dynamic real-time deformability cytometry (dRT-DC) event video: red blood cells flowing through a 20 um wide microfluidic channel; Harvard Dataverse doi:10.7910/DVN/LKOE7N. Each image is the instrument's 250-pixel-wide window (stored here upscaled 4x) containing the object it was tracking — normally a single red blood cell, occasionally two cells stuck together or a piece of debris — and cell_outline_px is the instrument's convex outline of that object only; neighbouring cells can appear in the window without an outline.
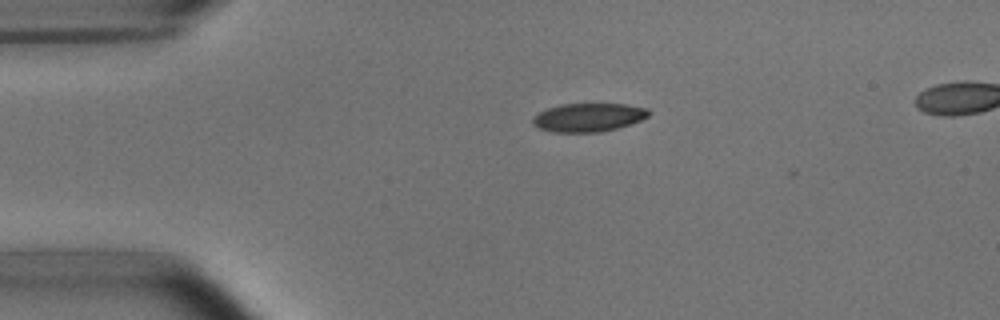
{"species": "common noctule bat (a hibernating species)", "species_latin": "Nyctalus noctula", "temperature_condition": "room temperature", "stored_images_in_passage": 2, "camera_frame_rate_fps": 3000, "um_per_image_px": 0.085, "animal": {"sex": "male", "body_mass_g": 15.6}, "frame": {"image": 1, "passage_image": 1, "time_ms": 0.0, "image_size_px": [1000, 320], "cell_outline_px": [[652, 112], [648, 116], [640, 120], [616, 128], [600, 132], [552, 132], [540, 128], [532, 124], [532, 120], [540, 112], [548, 108], [560, 104], [624, 104], [648, 108]], "centroid_in_image_um": [50.03, 9.97], "position_along_channel_um": 35.0, "area_um2": 19.07}}